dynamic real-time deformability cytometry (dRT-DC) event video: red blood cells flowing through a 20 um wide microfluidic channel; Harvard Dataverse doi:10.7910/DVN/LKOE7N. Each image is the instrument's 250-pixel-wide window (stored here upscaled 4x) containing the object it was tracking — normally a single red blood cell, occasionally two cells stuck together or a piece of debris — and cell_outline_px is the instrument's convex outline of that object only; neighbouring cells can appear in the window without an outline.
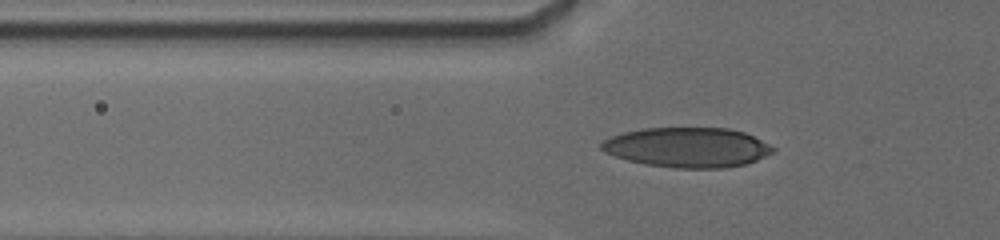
{"species": "human", "species_latin": "Homo sapiens", "temperature_condition": "cold", "stored_images_in_passage": 26, "camera_frame_rate_fps": 3000, "um_per_image_px": 0.085, "donor": {"sex": "male"}, "frame": {"image": 1, "passage_image": 18, "time_ms": 6.333, "image_size_px": [1000, 240], "cell_outline_px": [[776, 148], [772, 152], [756, 160], [744, 164], [724, 168], [676, 168], [644, 164], [628, 160], [604, 152], [600, 148], [600, 144], [604, 140], [612, 136], [624, 132], [644, 128], [728, 128], [744, 132]], "centroid_in_image_um": [58.4, 12.53], "position_along_channel_um": 67.4, "area_um2": 39.59}}
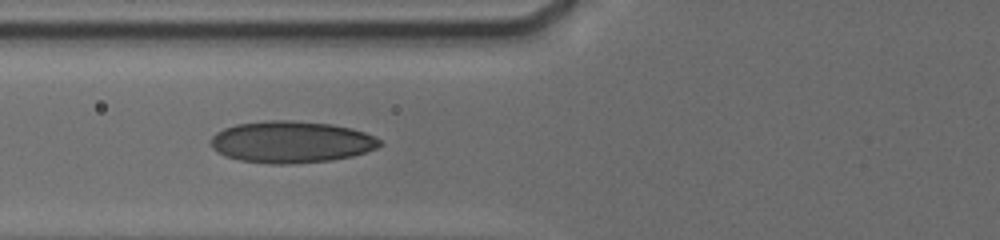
{"frame": {"image": 2, "passage_image": 21, "time_ms": 7.333, "image_size_px": [1000, 240], "cell_outline_px": [[384, 144], [376, 148], [352, 156], [332, 160], [292, 164], [268, 164], [240, 160], [224, 156], [216, 152], [212, 148], [212, 136], [216, 132], [224, 128], [236, 124], [272, 120], [292, 120], [332, 124], [364, 132], [380, 140]], "centroid_in_image_um": [24.73, 12.07], "position_along_channel_um": 101.1, "area_um2": 41.1}}
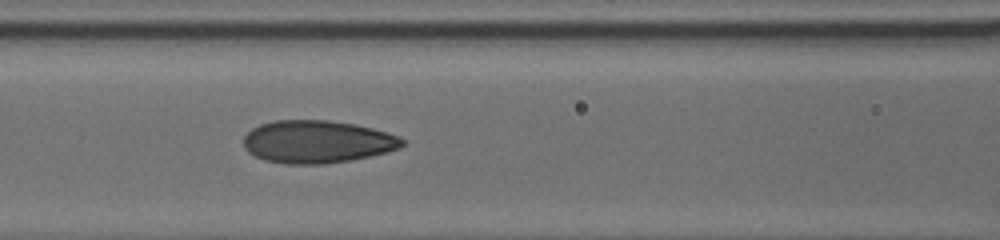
{"frame": {"image": 3, "passage_image": 24, "time_ms": 8.333, "image_size_px": [1000, 240], "cell_outline_px": [[404, 144], [400, 148], [388, 152], [352, 160], [324, 164], [288, 164], [264, 160], [248, 152], [244, 148], [244, 136], [252, 128], [260, 124], [276, 120], [328, 120], [352, 124], [372, 128], [388, 132], [400, 136], [404, 140]], "centroid_in_image_um": [26.97, 12.05], "position_along_channel_um": 139.6, "area_um2": 39.59}}